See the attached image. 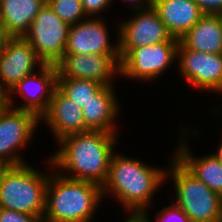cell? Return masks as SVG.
Segmentation results:
<instances>
[{"mask_svg":"<svg viewBox=\"0 0 222 222\" xmlns=\"http://www.w3.org/2000/svg\"><path fill=\"white\" fill-rule=\"evenodd\" d=\"M117 137L118 134L90 130L65 136L58 141L57 152L47 161L49 168L52 166L55 171L58 168L57 172L64 177L103 187L109 175L115 144H118Z\"/></svg>","mask_w":222,"mask_h":222,"instance_id":"obj_1","label":"cell"},{"mask_svg":"<svg viewBox=\"0 0 222 222\" xmlns=\"http://www.w3.org/2000/svg\"><path fill=\"white\" fill-rule=\"evenodd\" d=\"M166 170L114 152L103 197L112 193L129 214L145 213L157 189L167 181Z\"/></svg>","mask_w":222,"mask_h":222,"instance_id":"obj_2","label":"cell"},{"mask_svg":"<svg viewBox=\"0 0 222 222\" xmlns=\"http://www.w3.org/2000/svg\"><path fill=\"white\" fill-rule=\"evenodd\" d=\"M54 173H47L43 222H92L95 210L104 199L102 187Z\"/></svg>","mask_w":222,"mask_h":222,"instance_id":"obj_3","label":"cell"},{"mask_svg":"<svg viewBox=\"0 0 222 222\" xmlns=\"http://www.w3.org/2000/svg\"><path fill=\"white\" fill-rule=\"evenodd\" d=\"M49 175L29 164L5 166L0 173V207L43 216Z\"/></svg>","mask_w":222,"mask_h":222,"instance_id":"obj_4","label":"cell"},{"mask_svg":"<svg viewBox=\"0 0 222 222\" xmlns=\"http://www.w3.org/2000/svg\"><path fill=\"white\" fill-rule=\"evenodd\" d=\"M169 176L175 186L173 201L193 222H221V196L190 173L174 156L169 162Z\"/></svg>","mask_w":222,"mask_h":222,"instance_id":"obj_5","label":"cell"},{"mask_svg":"<svg viewBox=\"0 0 222 222\" xmlns=\"http://www.w3.org/2000/svg\"><path fill=\"white\" fill-rule=\"evenodd\" d=\"M179 40L171 37L161 42L138 48H119L121 57L120 77L151 81L167 71L177 60Z\"/></svg>","mask_w":222,"mask_h":222,"instance_id":"obj_6","label":"cell"},{"mask_svg":"<svg viewBox=\"0 0 222 222\" xmlns=\"http://www.w3.org/2000/svg\"><path fill=\"white\" fill-rule=\"evenodd\" d=\"M70 25L47 4L40 9L24 38L45 64L56 65L65 55Z\"/></svg>","mask_w":222,"mask_h":222,"instance_id":"obj_7","label":"cell"},{"mask_svg":"<svg viewBox=\"0 0 222 222\" xmlns=\"http://www.w3.org/2000/svg\"><path fill=\"white\" fill-rule=\"evenodd\" d=\"M40 118L31 111L7 107L0 115V163L5 166L26 164L19 154L37 130Z\"/></svg>","mask_w":222,"mask_h":222,"instance_id":"obj_8","label":"cell"},{"mask_svg":"<svg viewBox=\"0 0 222 222\" xmlns=\"http://www.w3.org/2000/svg\"><path fill=\"white\" fill-rule=\"evenodd\" d=\"M177 61L182 77L191 87L222 93V54L187 49L179 42Z\"/></svg>","mask_w":222,"mask_h":222,"instance_id":"obj_9","label":"cell"},{"mask_svg":"<svg viewBox=\"0 0 222 222\" xmlns=\"http://www.w3.org/2000/svg\"><path fill=\"white\" fill-rule=\"evenodd\" d=\"M120 62V54H65L56 64L57 78L86 79L113 86L115 75H120Z\"/></svg>","mask_w":222,"mask_h":222,"instance_id":"obj_10","label":"cell"},{"mask_svg":"<svg viewBox=\"0 0 222 222\" xmlns=\"http://www.w3.org/2000/svg\"><path fill=\"white\" fill-rule=\"evenodd\" d=\"M44 65L24 37H9L0 52V91L8 94L19 81Z\"/></svg>","mask_w":222,"mask_h":222,"instance_id":"obj_11","label":"cell"},{"mask_svg":"<svg viewBox=\"0 0 222 222\" xmlns=\"http://www.w3.org/2000/svg\"><path fill=\"white\" fill-rule=\"evenodd\" d=\"M56 65L45 64L36 73L24 77L7 94L8 105L14 109L34 112L39 118L48 110L53 91L57 87ZM33 91V92H32ZM24 98L23 104L14 106L13 95Z\"/></svg>","mask_w":222,"mask_h":222,"instance_id":"obj_12","label":"cell"},{"mask_svg":"<svg viewBox=\"0 0 222 222\" xmlns=\"http://www.w3.org/2000/svg\"><path fill=\"white\" fill-rule=\"evenodd\" d=\"M132 12L135 14L132 18L117 26L119 48L149 46L167 42L172 37L152 5Z\"/></svg>","mask_w":222,"mask_h":222,"instance_id":"obj_13","label":"cell"},{"mask_svg":"<svg viewBox=\"0 0 222 222\" xmlns=\"http://www.w3.org/2000/svg\"><path fill=\"white\" fill-rule=\"evenodd\" d=\"M104 19L87 18L71 25L65 54H120L119 40L110 43L109 30Z\"/></svg>","mask_w":222,"mask_h":222,"instance_id":"obj_14","label":"cell"},{"mask_svg":"<svg viewBox=\"0 0 222 222\" xmlns=\"http://www.w3.org/2000/svg\"><path fill=\"white\" fill-rule=\"evenodd\" d=\"M43 120L50 126L57 142L65 136L89 131L82 109L58 87L53 91L48 110L40 117V121Z\"/></svg>","mask_w":222,"mask_h":222,"instance_id":"obj_15","label":"cell"},{"mask_svg":"<svg viewBox=\"0 0 222 222\" xmlns=\"http://www.w3.org/2000/svg\"><path fill=\"white\" fill-rule=\"evenodd\" d=\"M168 33L180 40L204 15L194 0H152Z\"/></svg>","mask_w":222,"mask_h":222,"instance_id":"obj_16","label":"cell"},{"mask_svg":"<svg viewBox=\"0 0 222 222\" xmlns=\"http://www.w3.org/2000/svg\"><path fill=\"white\" fill-rule=\"evenodd\" d=\"M113 87L103 86L83 107V119L88 130L118 134L113 123L120 112V103Z\"/></svg>","mask_w":222,"mask_h":222,"instance_id":"obj_17","label":"cell"},{"mask_svg":"<svg viewBox=\"0 0 222 222\" xmlns=\"http://www.w3.org/2000/svg\"><path fill=\"white\" fill-rule=\"evenodd\" d=\"M185 136L181 134L179 147L176 148L174 157L198 180L203 182L208 188L222 196V163L212 154L206 156L194 157L189 149L187 133ZM184 138H183V137ZM183 139L186 141L184 142Z\"/></svg>","mask_w":222,"mask_h":222,"instance_id":"obj_18","label":"cell"},{"mask_svg":"<svg viewBox=\"0 0 222 222\" xmlns=\"http://www.w3.org/2000/svg\"><path fill=\"white\" fill-rule=\"evenodd\" d=\"M47 0H0V21L8 37H24Z\"/></svg>","mask_w":222,"mask_h":222,"instance_id":"obj_19","label":"cell"},{"mask_svg":"<svg viewBox=\"0 0 222 222\" xmlns=\"http://www.w3.org/2000/svg\"><path fill=\"white\" fill-rule=\"evenodd\" d=\"M179 42L187 49L222 54V15H203Z\"/></svg>","mask_w":222,"mask_h":222,"instance_id":"obj_20","label":"cell"},{"mask_svg":"<svg viewBox=\"0 0 222 222\" xmlns=\"http://www.w3.org/2000/svg\"><path fill=\"white\" fill-rule=\"evenodd\" d=\"M57 87L81 109L103 87L93 80L57 78Z\"/></svg>","mask_w":222,"mask_h":222,"instance_id":"obj_21","label":"cell"},{"mask_svg":"<svg viewBox=\"0 0 222 222\" xmlns=\"http://www.w3.org/2000/svg\"><path fill=\"white\" fill-rule=\"evenodd\" d=\"M46 2L54 13L70 26L88 18L83 11L81 0H47Z\"/></svg>","mask_w":222,"mask_h":222,"instance_id":"obj_22","label":"cell"},{"mask_svg":"<svg viewBox=\"0 0 222 222\" xmlns=\"http://www.w3.org/2000/svg\"><path fill=\"white\" fill-rule=\"evenodd\" d=\"M157 222H188L189 217L173 201L169 206L162 207L156 214Z\"/></svg>","mask_w":222,"mask_h":222,"instance_id":"obj_23","label":"cell"},{"mask_svg":"<svg viewBox=\"0 0 222 222\" xmlns=\"http://www.w3.org/2000/svg\"><path fill=\"white\" fill-rule=\"evenodd\" d=\"M0 222H43V216L30 215L0 207Z\"/></svg>","mask_w":222,"mask_h":222,"instance_id":"obj_24","label":"cell"},{"mask_svg":"<svg viewBox=\"0 0 222 222\" xmlns=\"http://www.w3.org/2000/svg\"><path fill=\"white\" fill-rule=\"evenodd\" d=\"M113 0H81L83 11L87 17H94L99 15L98 13L104 12L106 8H109L110 3Z\"/></svg>","mask_w":222,"mask_h":222,"instance_id":"obj_25","label":"cell"},{"mask_svg":"<svg viewBox=\"0 0 222 222\" xmlns=\"http://www.w3.org/2000/svg\"><path fill=\"white\" fill-rule=\"evenodd\" d=\"M204 15H222V0H194Z\"/></svg>","mask_w":222,"mask_h":222,"instance_id":"obj_26","label":"cell"},{"mask_svg":"<svg viewBox=\"0 0 222 222\" xmlns=\"http://www.w3.org/2000/svg\"><path fill=\"white\" fill-rule=\"evenodd\" d=\"M121 1L130 3L131 5L130 8L133 11H136V10L145 9L151 6L152 0H121Z\"/></svg>","mask_w":222,"mask_h":222,"instance_id":"obj_27","label":"cell"},{"mask_svg":"<svg viewBox=\"0 0 222 222\" xmlns=\"http://www.w3.org/2000/svg\"><path fill=\"white\" fill-rule=\"evenodd\" d=\"M8 106L7 94L0 91V115L6 110Z\"/></svg>","mask_w":222,"mask_h":222,"instance_id":"obj_28","label":"cell"},{"mask_svg":"<svg viewBox=\"0 0 222 222\" xmlns=\"http://www.w3.org/2000/svg\"><path fill=\"white\" fill-rule=\"evenodd\" d=\"M8 38L9 37L6 35V32L3 27V23L0 21V52L2 51L5 45V42Z\"/></svg>","mask_w":222,"mask_h":222,"instance_id":"obj_29","label":"cell"},{"mask_svg":"<svg viewBox=\"0 0 222 222\" xmlns=\"http://www.w3.org/2000/svg\"><path fill=\"white\" fill-rule=\"evenodd\" d=\"M129 222H148L141 214H129Z\"/></svg>","mask_w":222,"mask_h":222,"instance_id":"obj_30","label":"cell"},{"mask_svg":"<svg viewBox=\"0 0 222 222\" xmlns=\"http://www.w3.org/2000/svg\"><path fill=\"white\" fill-rule=\"evenodd\" d=\"M222 141V140H221ZM217 159L222 163V142L220 143V145L218 146V149L215 153H213Z\"/></svg>","mask_w":222,"mask_h":222,"instance_id":"obj_31","label":"cell"},{"mask_svg":"<svg viewBox=\"0 0 222 222\" xmlns=\"http://www.w3.org/2000/svg\"><path fill=\"white\" fill-rule=\"evenodd\" d=\"M148 222H150V219L148 218V212L142 213L141 214ZM188 222H193L191 220H189Z\"/></svg>","mask_w":222,"mask_h":222,"instance_id":"obj_32","label":"cell"},{"mask_svg":"<svg viewBox=\"0 0 222 222\" xmlns=\"http://www.w3.org/2000/svg\"><path fill=\"white\" fill-rule=\"evenodd\" d=\"M5 167L4 164L0 163V173L2 172L3 168Z\"/></svg>","mask_w":222,"mask_h":222,"instance_id":"obj_33","label":"cell"},{"mask_svg":"<svg viewBox=\"0 0 222 222\" xmlns=\"http://www.w3.org/2000/svg\"><path fill=\"white\" fill-rule=\"evenodd\" d=\"M221 222H222V196H221Z\"/></svg>","mask_w":222,"mask_h":222,"instance_id":"obj_34","label":"cell"}]
</instances>
